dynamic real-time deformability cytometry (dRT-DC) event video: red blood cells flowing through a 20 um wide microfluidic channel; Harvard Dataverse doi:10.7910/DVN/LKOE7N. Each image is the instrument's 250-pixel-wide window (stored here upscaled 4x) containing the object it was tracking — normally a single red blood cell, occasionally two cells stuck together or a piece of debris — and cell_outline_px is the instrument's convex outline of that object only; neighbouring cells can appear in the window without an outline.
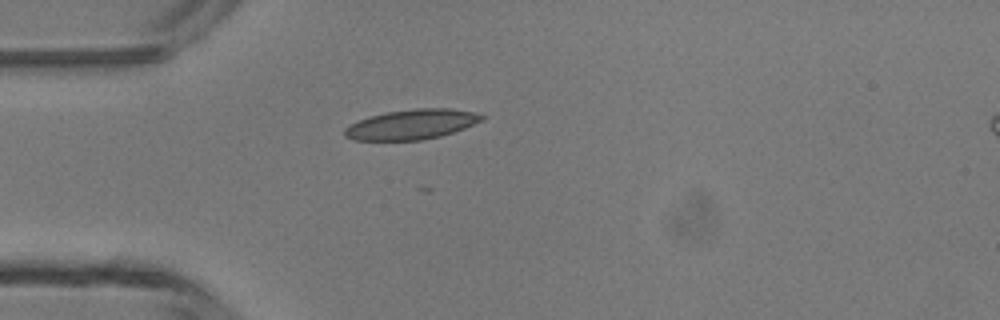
{"species": "common noctule bat (a hibernating species)", "species_latin": "Nyctalus noctula", "temperature_condition": "room temperature", "stored_images_in_passage": 35, "camera_frame_rate_fps": 3000, "um_per_image_px": 0.085, "animal": {"sex": "male", "body_mass_g": 13.3}, "frame": {"image": 1, "passage_image": 1, "time_ms": 0.0, "image_size_px": [1000, 320], "cell_outline_px": [[484, 120], [464, 128], [440, 136], [420, 140], [352, 140], [344, 136], [344, 128], [348, 124], [372, 116], [388, 112], [416, 108], [452, 108], [472, 112], [484, 116]], "centroid_in_image_um": [34.97, 10.57], "position_along_channel_um": 50.0, "area_um2": 23.76}}
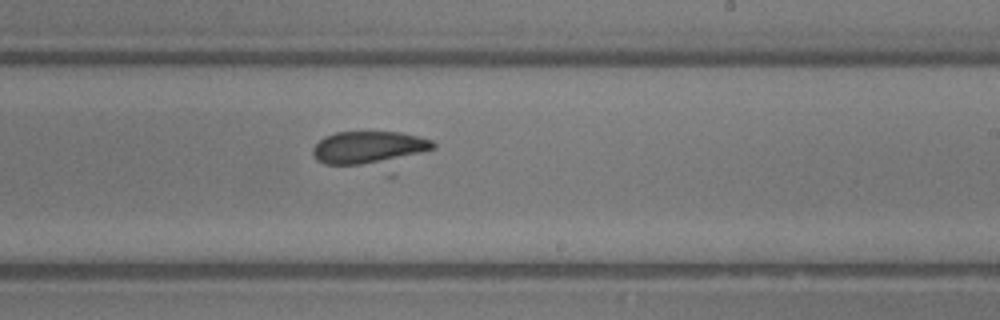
{"frame": {"image": 2, "passage_image": 16, "time_ms": 5.0, "image_size_px": [1000, 320], "cell_outline_px": [[436, 148], [388, 160], [360, 164], [324, 164], [316, 160], [312, 152], [312, 148], [324, 136], [336, 132], [400, 132], [432, 140], [436, 144]], "centroid_in_image_um": [31.28, 12.51], "position_along_channel_um": 257.7, "area_um2": 22.2}}
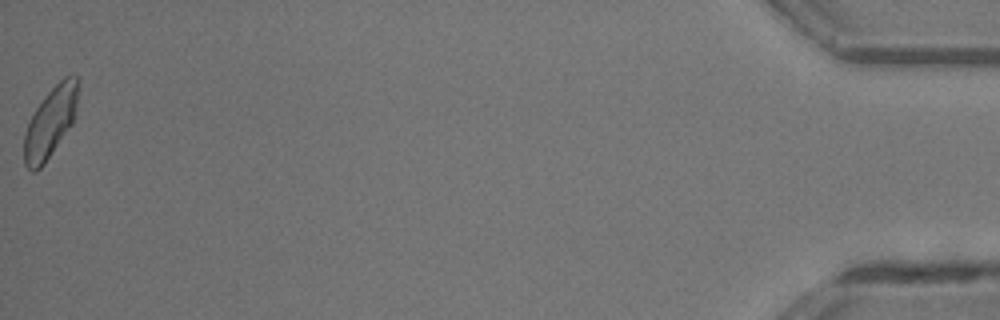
{"frame": {"image": 3, "passage_image": 35, "time_ms": 11.333, "image_size_px": [1000, 320], "cell_outline_px": [[76, 104], [72, 124], [44, 164], [36, 172], [32, 172], [24, 164], [24, 136], [28, 124], [36, 108], [44, 96], [64, 76], [76, 76]], "centroid_in_image_um": [4.24, 10.45], "position_along_channel_um": 431.0, "area_um2": 21.44}, "authors_computed_cell_mechanics": {"area_um2": 22.3686, "velocity_mm_per_s": 4.3841, "shape_relaxation_time_tau1_ms": 0.2974, "shape_relaxation_time_tau2_ms": null, "deformation_change_tau1": 0.1104, "deformation_change_tau2": null}}